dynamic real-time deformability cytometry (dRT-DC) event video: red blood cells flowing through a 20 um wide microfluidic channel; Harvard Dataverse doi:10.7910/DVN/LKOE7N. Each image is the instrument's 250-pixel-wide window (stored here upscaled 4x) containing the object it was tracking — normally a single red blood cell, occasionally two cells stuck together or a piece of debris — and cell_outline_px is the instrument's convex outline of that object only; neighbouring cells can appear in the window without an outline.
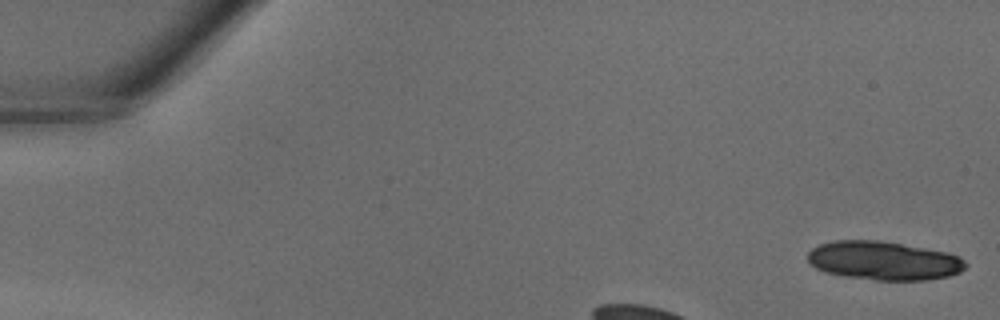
{"species": "common noctule bat (a hibernating species)", "species_latin": "Nyctalus noctula", "temperature_condition": "warm", "stored_images_in_passage": 28, "camera_frame_rate_fps": 3000, "um_per_image_px": 0.085, "animal": {"sex": "male", "body_mass_g": 18.8}, "frame": {"image": 1, "passage_image": 1, "time_ms": 0.0, "image_size_px": [1000, 320], "cell_outline_px": [[968, 264], [960, 272], [948, 276], [928, 280], [876, 280], [844, 276], [828, 272], [816, 268], [808, 260], [808, 252], [812, 248], [820, 244], [832, 240], [880, 240], [948, 252], [960, 256]], "centroid_in_image_um": [75.14, 22.15], "position_along_channel_um": 9.9, "area_um2": 35.66}}
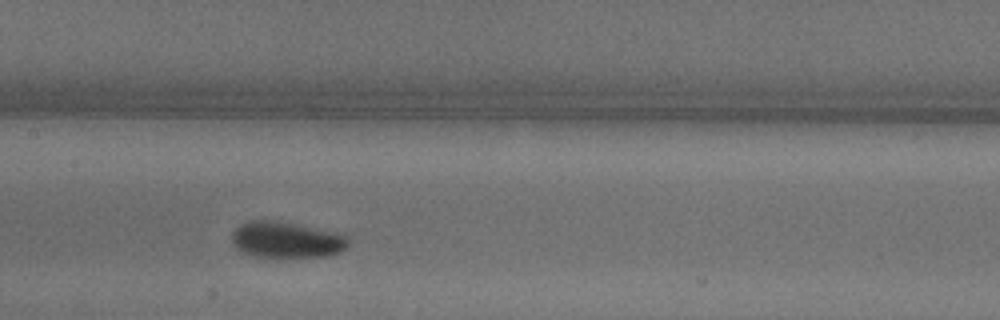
{"frame": {"image": 2, "passage_image": 14, "time_ms": 4.333, "image_size_px": [1000, 320], "cell_outline_px": [[348, 244], [340, 252], [324, 256], [248, 256], [240, 252], [232, 244], [232, 232], [240, 224], [248, 220], [272, 220], [336, 232], [348, 236]], "centroid_in_image_um": [24.28, 20.38], "position_along_channel_um": 183.1, "area_um2": 24.33}}
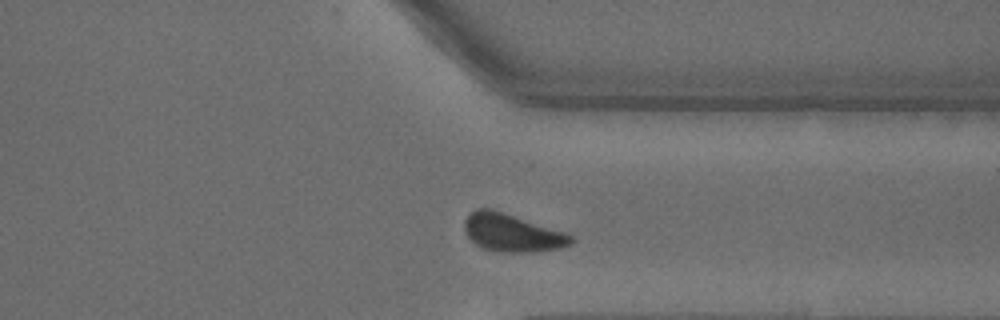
{"frame": {"image": 3, "passage_image": 25, "time_ms": 8.0, "image_size_px": [1000, 320], "cell_outline_px": [[576, 240], [572, 244], [560, 248], [532, 252], [496, 252], [480, 248], [468, 236], [464, 228], [464, 220], [476, 208], [492, 208], [568, 232]], "centroid_in_image_um": [43.57, 19.78], "position_along_channel_um": 367.8, "area_um2": 23.99}}